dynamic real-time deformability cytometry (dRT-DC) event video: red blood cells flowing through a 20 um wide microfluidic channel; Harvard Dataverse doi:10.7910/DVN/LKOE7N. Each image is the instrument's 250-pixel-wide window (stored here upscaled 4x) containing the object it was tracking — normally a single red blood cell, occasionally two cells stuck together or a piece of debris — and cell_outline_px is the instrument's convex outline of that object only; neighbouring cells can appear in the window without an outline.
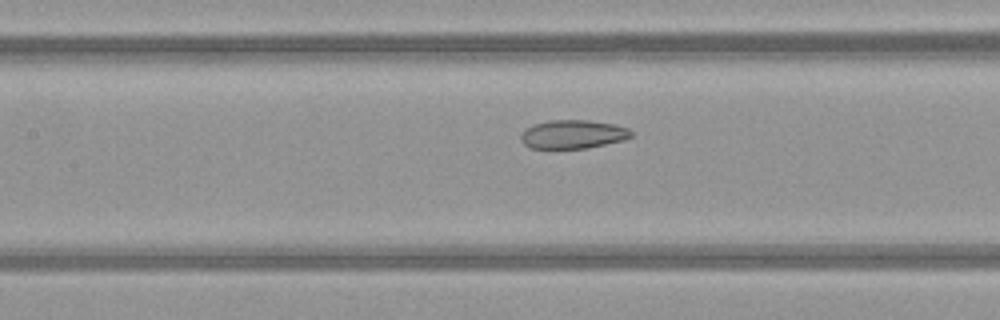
{"species": "common noctule bat (a hibernating species)", "species_latin": "Nyctalus noctula", "temperature_condition": "warm", "stored_images_in_passage": 17, "camera_frame_rate_fps": 3000, "um_per_image_px": 0.085, "animal": {"sex": "female", "body_mass_g": 21.9}, "frame": {"image": 1, "passage_image": 15, "time_ms": 4.667, "image_size_px": [1000, 320], "cell_outline_px": [[632, 136], [624, 140], [588, 148], [528, 148], [520, 140], [520, 136], [524, 128], [532, 124], [548, 120], [588, 120], [616, 124], [628, 128], [632, 132]], "centroid_in_image_um": [48.67, 11.4], "position_along_channel_um": 158.7, "area_um2": 18.67}}